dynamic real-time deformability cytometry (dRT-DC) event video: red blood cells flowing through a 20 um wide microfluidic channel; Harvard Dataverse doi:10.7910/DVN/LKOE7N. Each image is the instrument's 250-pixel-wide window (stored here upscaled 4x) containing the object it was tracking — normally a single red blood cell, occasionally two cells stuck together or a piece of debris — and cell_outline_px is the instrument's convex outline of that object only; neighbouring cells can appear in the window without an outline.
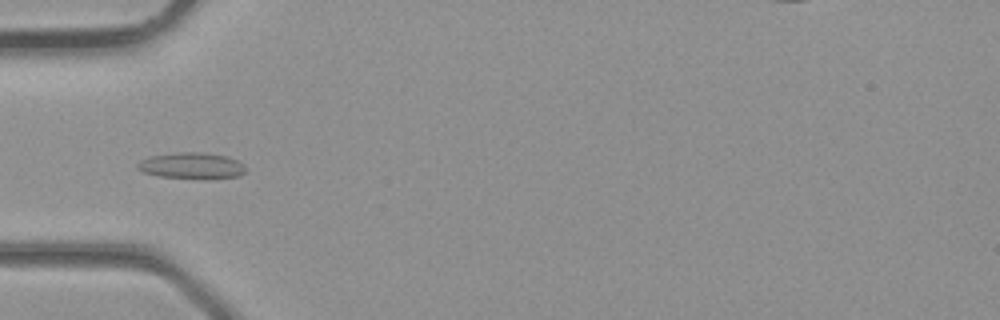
{"species": "common noctule bat (a hibernating species)", "species_latin": "Nyctalus noctula", "temperature_condition": "room temperature", "stored_images_in_passage": 3, "camera_frame_rate_fps": 3000, "um_per_image_px": 0.085, "animal": {"sex": "male", "body_mass_g": 23.1, "forearm_length_mm": 52.7}, "frame": {"image": 1, "passage_image": 3, "time_ms": 0.667, "image_size_px": [1000, 320], "cell_outline_px": [[244, 172], [236, 176], [160, 176], [144, 172], [136, 168], [136, 164], [140, 160], [148, 156], [176, 152], [204, 152], [228, 156], [244, 164]], "centroid_in_image_um": [16.21, 14.01], "position_along_channel_um": 68.8, "area_um2": 15.72}}